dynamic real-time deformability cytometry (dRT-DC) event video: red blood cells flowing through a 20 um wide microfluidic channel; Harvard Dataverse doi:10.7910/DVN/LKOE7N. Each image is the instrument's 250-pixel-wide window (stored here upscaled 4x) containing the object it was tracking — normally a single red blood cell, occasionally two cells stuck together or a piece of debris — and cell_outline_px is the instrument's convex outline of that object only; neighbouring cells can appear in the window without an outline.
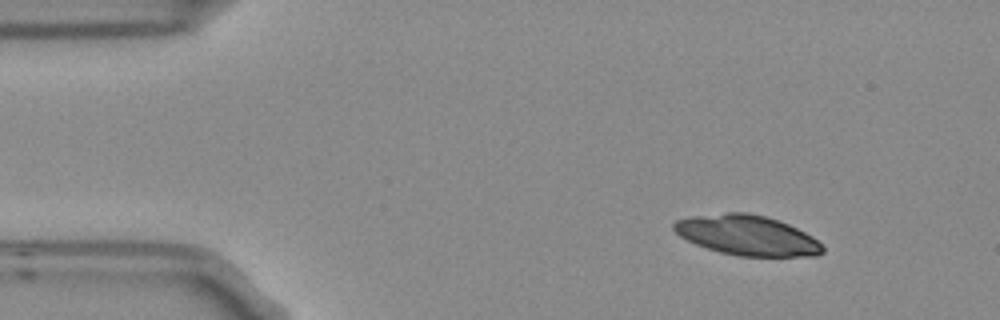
{"species": "Egyptian fruit bat (a non-hibernating species)", "species_latin": "Rousettus aegyptiacus", "temperature_condition": "room temperature", "stored_images_in_passage": 4, "camera_frame_rate_fps": 3000, "um_per_image_px": 0.085, "frame": {"image": 1, "passage_image": 1, "time_ms": 0.0, "image_size_px": [1000, 320], "cell_outline_px": [[824, 252], [816, 256], [740, 256], [720, 252], [696, 244], [680, 236], [672, 228], [672, 224], [676, 220], [692, 216], [728, 212], [748, 212], [780, 220], [812, 236], [824, 248]], "centroid_in_image_um": [63.5, 19.99], "position_along_channel_um": 21.5, "area_um2": 34.56}}